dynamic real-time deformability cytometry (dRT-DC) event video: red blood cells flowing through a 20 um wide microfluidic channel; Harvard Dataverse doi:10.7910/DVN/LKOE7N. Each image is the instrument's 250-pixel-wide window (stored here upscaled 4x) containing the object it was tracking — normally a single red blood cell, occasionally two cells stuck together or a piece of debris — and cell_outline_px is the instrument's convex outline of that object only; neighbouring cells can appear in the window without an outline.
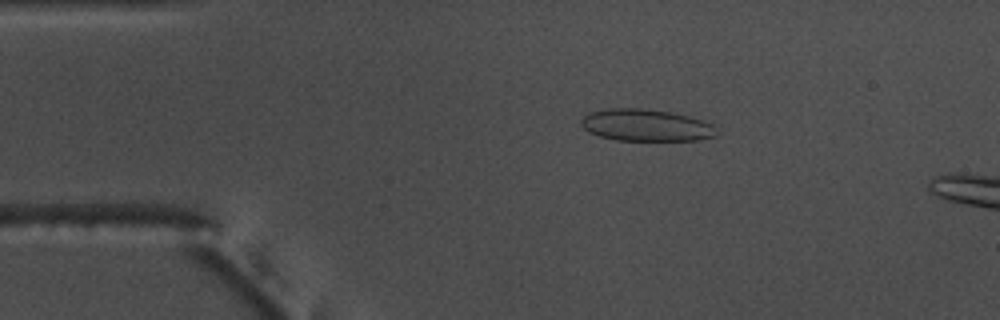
{"species": "common noctule bat (a hibernating species)", "species_latin": "Nyctalus noctula", "temperature_condition": "warm", "stored_images_in_passage": 54, "segment_of_instrument_passage": [1, 2], "camera_frame_rate_fps": 3000, "um_per_image_px": 0.085, "animal": {"sex": "male", "body_mass_g": 17.5, "forearm_length_mm": 52.3}, "frame": {"image": 1, "passage_image": 10, "time_ms": 3.0, "image_size_px": [1000, 320], "cell_outline_px": [[716, 136], [700, 140], [616, 140], [600, 136], [588, 132], [580, 124], [580, 120], [588, 112], [608, 108], [640, 108], [672, 112], [688, 116], [712, 124], [716, 132]], "centroid_in_image_um": [54.86, 10.64], "position_along_channel_um": 30.1, "area_um2": 25.2}}
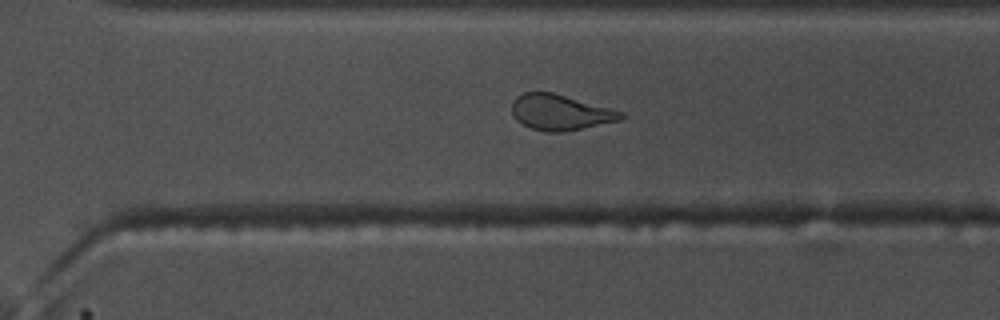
{"frame": {"image": 2, "passage_image": 37, "time_ms": 12.0, "image_size_px": [1000, 320], "cell_outline_px": [[624, 116], [620, 120], [560, 132], [548, 132], [532, 128], [516, 120], [512, 112], [512, 100], [516, 96], [524, 92], [552, 92], [624, 112]], "centroid_in_image_um": [47.58, 9.53], "position_along_channel_um": 323.0, "area_um2": 22.25}}
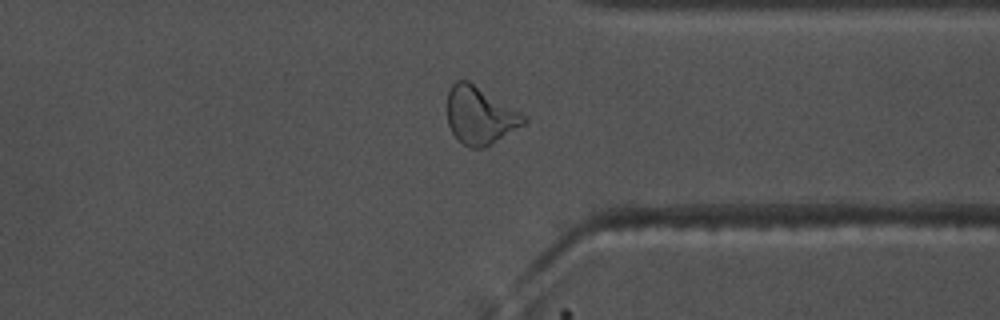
{"frame": {"image": 3, "passage_image": 41, "time_ms": 13.333, "image_size_px": [1000, 320], "cell_outline_px": [[528, 120], [524, 124], [484, 148], [468, 148], [452, 132], [448, 124], [448, 92], [452, 84], [456, 80], [468, 80], [520, 112]], "centroid_in_image_um": [40.77, 9.81], "position_along_channel_um": 370.6, "area_um2": 25.2}}